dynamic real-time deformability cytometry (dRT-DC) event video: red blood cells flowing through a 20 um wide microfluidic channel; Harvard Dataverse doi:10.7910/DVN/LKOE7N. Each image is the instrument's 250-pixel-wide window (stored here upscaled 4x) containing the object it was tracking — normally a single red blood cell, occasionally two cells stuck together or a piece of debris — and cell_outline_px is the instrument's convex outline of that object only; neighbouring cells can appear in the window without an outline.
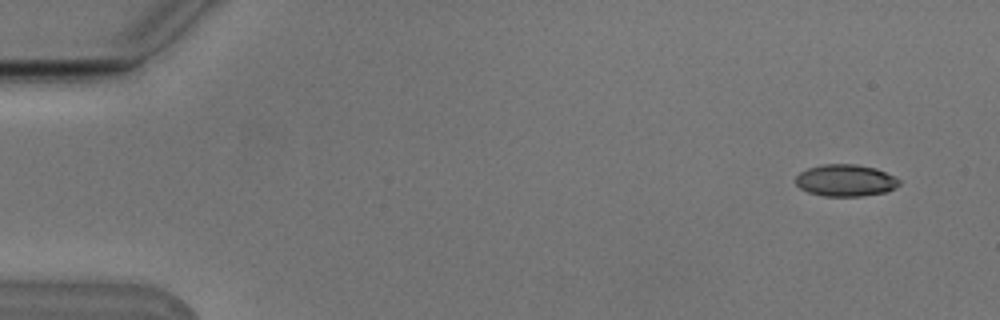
{"species": "Egyptian fruit bat (a non-hibernating species)", "species_latin": "Rousettus aegyptiacus", "temperature_condition": "cold", "stored_images_in_passage": 10, "camera_frame_rate_fps": 3000, "um_per_image_px": 0.085, "animal": {"sex": "male"}, "frame": {"image": 1, "passage_image": 1, "time_ms": 0.0, "image_size_px": [1000, 320], "cell_outline_px": [[900, 184], [896, 188], [884, 192], [860, 196], [824, 196], [808, 192], [800, 188], [796, 184], [796, 176], [800, 172], [808, 168], [820, 164], [856, 164], [876, 168], [900, 180]], "centroid_in_image_um": [71.85, 15.33], "position_along_channel_um": 13.2, "area_um2": 19.19}}
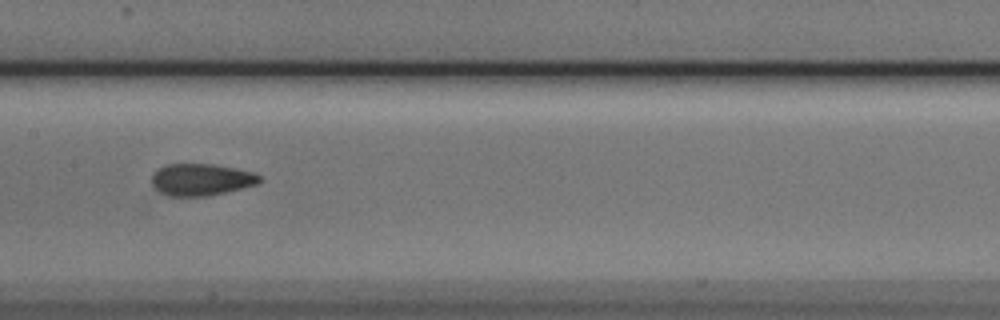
{"frame": {"image": 2, "passage_image": 8, "time_ms": 2.333, "image_size_px": [1000, 320], "cell_outline_px": [[260, 180], [256, 184], [208, 196], [168, 196], [152, 188], [152, 176], [160, 168], [168, 164], [212, 164], [252, 172], [260, 176]], "centroid_in_image_um": [17.05, 15.27], "position_along_channel_um": 190.4, "area_um2": 19.71}}
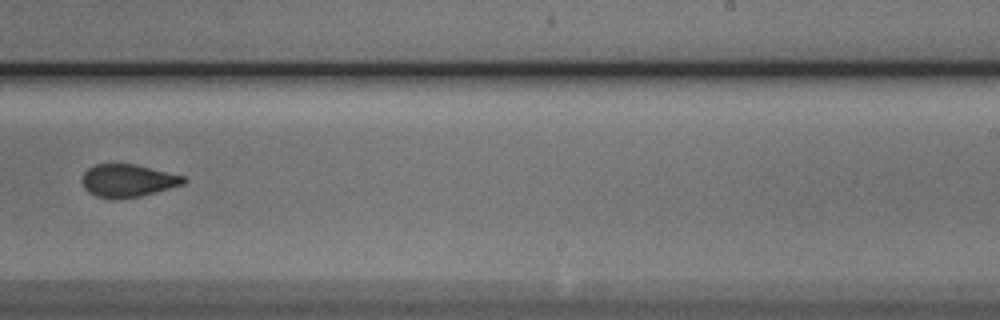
{"frame": {"image": 3, "passage_image": 10, "time_ms": 3.0, "image_size_px": [1000, 320], "cell_outline_px": [[188, 180], [184, 184], [140, 196], [96, 196], [88, 192], [84, 188], [84, 172], [88, 168], [96, 164], [136, 164], [184, 176]], "centroid_in_image_um": [10.91, 15.31], "position_along_channel_um": 278.1, "area_um2": 18.67}}